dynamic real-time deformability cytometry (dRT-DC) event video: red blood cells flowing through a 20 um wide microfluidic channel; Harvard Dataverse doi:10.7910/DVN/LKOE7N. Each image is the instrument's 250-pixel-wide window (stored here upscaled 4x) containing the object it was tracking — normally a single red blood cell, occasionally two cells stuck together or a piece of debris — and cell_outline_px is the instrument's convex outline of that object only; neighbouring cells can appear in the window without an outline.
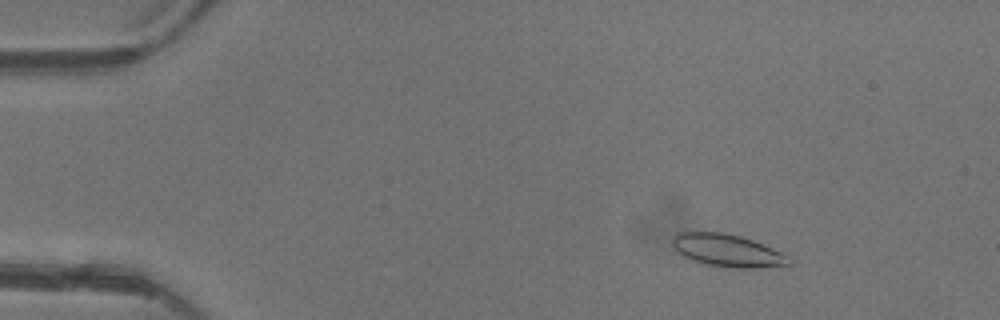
{"species": "common noctule bat (a hibernating species)", "species_latin": "Nyctalus noctula", "temperature_condition": "warm", "stored_images_in_passage": 4, "camera_frame_rate_fps": 3000, "um_per_image_px": 0.085, "animal": {"sex": "female"}, "frame": {"image": 1, "passage_image": 2, "time_ms": 1.333, "image_size_px": [1000, 320], "cell_outline_px": [[796, 264], [760, 268], [728, 268], [704, 264], [692, 260], [684, 256], [672, 244], [672, 240], [676, 232], [720, 232], [740, 236], [752, 240], [772, 248], [796, 260]], "centroid_in_image_um": [61.9, 21.32], "position_along_channel_um": 23.1, "area_um2": 22.25}}